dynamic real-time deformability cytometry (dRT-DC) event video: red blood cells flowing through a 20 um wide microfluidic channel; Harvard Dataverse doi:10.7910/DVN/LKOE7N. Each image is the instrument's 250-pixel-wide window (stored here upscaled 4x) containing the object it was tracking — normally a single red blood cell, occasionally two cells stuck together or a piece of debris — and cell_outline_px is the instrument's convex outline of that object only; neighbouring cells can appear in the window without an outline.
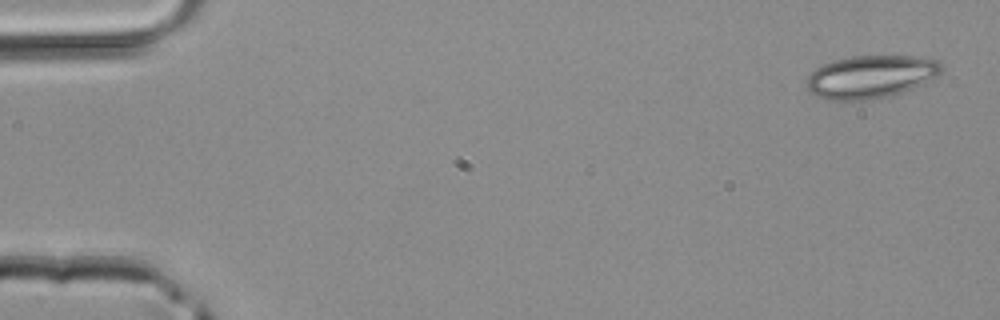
{"species": "common noctule bat (a hibernating species)", "species_latin": "Nyctalus noctula", "temperature_condition": "room temperature", "stored_images_in_passage": 4, "camera_frame_rate_fps": 3000, "um_per_image_px": 0.085, "animal": {"sex": "male", "body_mass_g": 20.4}, "frame": {"image": 1, "passage_image": 1, "time_ms": 0.0, "image_size_px": [1000, 320], "cell_outline_px": [[944, 68], [936, 76], [912, 88], [888, 96], [872, 100], [832, 100], [816, 96], [804, 88], [808, 76], [816, 68], [832, 60], [852, 56], [920, 56], [936, 60]], "centroid_in_image_um": [73.97, 6.52], "position_along_channel_um": 11.0, "area_um2": 33.64}}